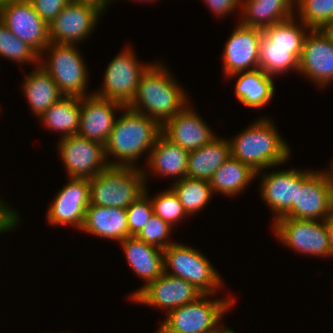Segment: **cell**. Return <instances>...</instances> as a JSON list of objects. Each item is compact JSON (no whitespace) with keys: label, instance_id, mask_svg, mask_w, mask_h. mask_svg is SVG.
Segmentation results:
<instances>
[{"label":"cell","instance_id":"8fae6325","mask_svg":"<svg viewBox=\"0 0 333 333\" xmlns=\"http://www.w3.org/2000/svg\"><path fill=\"white\" fill-rule=\"evenodd\" d=\"M0 20L39 56L50 44L48 24L30 1L0 0Z\"/></svg>","mask_w":333,"mask_h":333},{"label":"cell","instance_id":"8d00e7d4","mask_svg":"<svg viewBox=\"0 0 333 333\" xmlns=\"http://www.w3.org/2000/svg\"><path fill=\"white\" fill-rule=\"evenodd\" d=\"M128 237L136 236L153 215V206L145 187L144 194L127 209Z\"/></svg>","mask_w":333,"mask_h":333},{"label":"cell","instance_id":"7402d4cb","mask_svg":"<svg viewBox=\"0 0 333 333\" xmlns=\"http://www.w3.org/2000/svg\"><path fill=\"white\" fill-rule=\"evenodd\" d=\"M81 230L121 242L128 237L126 208L96 206L90 203Z\"/></svg>","mask_w":333,"mask_h":333},{"label":"cell","instance_id":"484cf974","mask_svg":"<svg viewBox=\"0 0 333 333\" xmlns=\"http://www.w3.org/2000/svg\"><path fill=\"white\" fill-rule=\"evenodd\" d=\"M231 156L230 142L215 137L199 149L189 151L186 177L210 180L214 172Z\"/></svg>","mask_w":333,"mask_h":333},{"label":"cell","instance_id":"7c38bea8","mask_svg":"<svg viewBox=\"0 0 333 333\" xmlns=\"http://www.w3.org/2000/svg\"><path fill=\"white\" fill-rule=\"evenodd\" d=\"M58 145L69 178L89 180L109 166L101 143L77 134L60 138Z\"/></svg>","mask_w":333,"mask_h":333},{"label":"cell","instance_id":"836d02e7","mask_svg":"<svg viewBox=\"0 0 333 333\" xmlns=\"http://www.w3.org/2000/svg\"><path fill=\"white\" fill-rule=\"evenodd\" d=\"M0 56L17 63H38L39 55L0 20Z\"/></svg>","mask_w":333,"mask_h":333},{"label":"cell","instance_id":"f546056e","mask_svg":"<svg viewBox=\"0 0 333 333\" xmlns=\"http://www.w3.org/2000/svg\"><path fill=\"white\" fill-rule=\"evenodd\" d=\"M301 50L270 46V41L262 35L259 45V68L270 76L287 73L288 70L298 72Z\"/></svg>","mask_w":333,"mask_h":333},{"label":"cell","instance_id":"ffe728a7","mask_svg":"<svg viewBox=\"0 0 333 333\" xmlns=\"http://www.w3.org/2000/svg\"><path fill=\"white\" fill-rule=\"evenodd\" d=\"M187 104L180 112L167 120L162 133L187 151H193L217 137L194 109Z\"/></svg>","mask_w":333,"mask_h":333},{"label":"cell","instance_id":"52a82bcc","mask_svg":"<svg viewBox=\"0 0 333 333\" xmlns=\"http://www.w3.org/2000/svg\"><path fill=\"white\" fill-rule=\"evenodd\" d=\"M163 253L164 272L186 280L203 294L212 297L216 289L223 284L209 259L199 250L175 242L165 248Z\"/></svg>","mask_w":333,"mask_h":333},{"label":"cell","instance_id":"6da1fadb","mask_svg":"<svg viewBox=\"0 0 333 333\" xmlns=\"http://www.w3.org/2000/svg\"><path fill=\"white\" fill-rule=\"evenodd\" d=\"M185 93L167 67L154 62L141 75L135 96L127 107L162 126L189 104Z\"/></svg>","mask_w":333,"mask_h":333},{"label":"cell","instance_id":"ab89813d","mask_svg":"<svg viewBox=\"0 0 333 333\" xmlns=\"http://www.w3.org/2000/svg\"><path fill=\"white\" fill-rule=\"evenodd\" d=\"M216 16L229 15L241 7V0H203Z\"/></svg>","mask_w":333,"mask_h":333},{"label":"cell","instance_id":"2e32d148","mask_svg":"<svg viewBox=\"0 0 333 333\" xmlns=\"http://www.w3.org/2000/svg\"><path fill=\"white\" fill-rule=\"evenodd\" d=\"M56 195L47 211V221L54 226L71 225L82 229L90 204L88 179L70 178Z\"/></svg>","mask_w":333,"mask_h":333},{"label":"cell","instance_id":"ee69618b","mask_svg":"<svg viewBox=\"0 0 333 333\" xmlns=\"http://www.w3.org/2000/svg\"><path fill=\"white\" fill-rule=\"evenodd\" d=\"M220 333H235L231 328L225 327Z\"/></svg>","mask_w":333,"mask_h":333},{"label":"cell","instance_id":"4fadbf2b","mask_svg":"<svg viewBox=\"0 0 333 333\" xmlns=\"http://www.w3.org/2000/svg\"><path fill=\"white\" fill-rule=\"evenodd\" d=\"M101 15L94 6L70 0L48 25L50 42L76 45L89 37Z\"/></svg>","mask_w":333,"mask_h":333},{"label":"cell","instance_id":"8992f818","mask_svg":"<svg viewBox=\"0 0 333 333\" xmlns=\"http://www.w3.org/2000/svg\"><path fill=\"white\" fill-rule=\"evenodd\" d=\"M76 48L73 44L50 42L39 56L38 65L51 76L64 96L81 98L93 93L87 94L88 69ZM45 53L49 58L43 61Z\"/></svg>","mask_w":333,"mask_h":333},{"label":"cell","instance_id":"b9f144b4","mask_svg":"<svg viewBox=\"0 0 333 333\" xmlns=\"http://www.w3.org/2000/svg\"><path fill=\"white\" fill-rule=\"evenodd\" d=\"M325 223L329 237L330 257H333V214L325 219Z\"/></svg>","mask_w":333,"mask_h":333},{"label":"cell","instance_id":"d6a6232c","mask_svg":"<svg viewBox=\"0 0 333 333\" xmlns=\"http://www.w3.org/2000/svg\"><path fill=\"white\" fill-rule=\"evenodd\" d=\"M295 5L298 20L310 30H324L333 19V0H295Z\"/></svg>","mask_w":333,"mask_h":333},{"label":"cell","instance_id":"83f0119b","mask_svg":"<svg viewBox=\"0 0 333 333\" xmlns=\"http://www.w3.org/2000/svg\"><path fill=\"white\" fill-rule=\"evenodd\" d=\"M39 118L47 129L61 132L60 138L77 135L81 121L80 97L63 96Z\"/></svg>","mask_w":333,"mask_h":333},{"label":"cell","instance_id":"7a4b0ae2","mask_svg":"<svg viewBox=\"0 0 333 333\" xmlns=\"http://www.w3.org/2000/svg\"><path fill=\"white\" fill-rule=\"evenodd\" d=\"M117 117L109 138L104 145L106 160L113 155L109 166L137 167L136 161L142 153L148 155L157 137L162 132L161 125L145 114L136 112L127 106ZM135 163V164H134Z\"/></svg>","mask_w":333,"mask_h":333},{"label":"cell","instance_id":"ac0fdd59","mask_svg":"<svg viewBox=\"0 0 333 333\" xmlns=\"http://www.w3.org/2000/svg\"><path fill=\"white\" fill-rule=\"evenodd\" d=\"M81 121L78 135L106 144L116 120V110H122L121 103L100 98L94 94L81 97Z\"/></svg>","mask_w":333,"mask_h":333},{"label":"cell","instance_id":"9c48e42d","mask_svg":"<svg viewBox=\"0 0 333 333\" xmlns=\"http://www.w3.org/2000/svg\"><path fill=\"white\" fill-rule=\"evenodd\" d=\"M151 64H140L130 47L110 61L104 74L102 90L93 94L128 106L135 96L141 75Z\"/></svg>","mask_w":333,"mask_h":333},{"label":"cell","instance_id":"e0dca14e","mask_svg":"<svg viewBox=\"0 0 333 333\" xmlns=\"http://www.w3.org/2000/svg\"><path fill=\"white\" fill-rule=\"evenodd\" d=\"M262 29L239 23L228 38L223 51L226 77L259 68V45Z\"/></svg>","mask_w":333,"mask_h":333},{"label":"cell","instance_id":"1f68e13d","mask_svg":"<svg viewBox=\"0 0 333 333\" xmlns=\"http://www.w3.org/2000/svg\"><path fill=\"white\" fill-rule=\"evenodd\" d=\"M296 19L293 16L288 20L262 29L263 36L270 41V46L292 47V49L303 48V42L307 35L305 32H308L310 28L301 21H296ZM307 29L308 31H306Z\"/></svg>","mask_w":333,"mask_h":333},{"label":"cell","instance_id":"bcb514c9","mask_svg":"<svg viewBox=\"0 0 333 333\" xmlns=\"http://www.w3.org/2000/svg\"><path fill=\"white\" fill-rule=\"evenodd\" d=\"M137 1H143V0H137ZM144 1H148V2H149V1H150V2L153 1V2H154L155 0H144Z\"/></svg>","mask_w":333,"mask_h":333},{"label":"cell","instance_id":"d6986e66","mask_svg":"<svg viewBox=\"0 0 333 333\" xmlns=\"http://www.w3.org/2000/svg\"><path fill=\"white\" fill-rule=\"evenodd\" d=\"M262 174L259 187L263 201L275 214L274 221L285 217L296 202L297 187L302 185V170L289 169Z\"/></svg>","mask_w":333,"mask_h":333},{"label":"cell","instance_id":"5b68a950","mask_svg":"<svg viewBox=\"0 0 333 333\" xmlns=\"http://www.w3.org/2000/svg\"><path fill=\"white\" fill-rule=\"evenodd\" d=\"M233 298L208 299L204 294L197 301L173 309L156 330L157 333H220L223 315L234 305Z\"/></svg>","mask_w":333,"mask_h":333},{"label":"cell","instance_id":"ba28073f","mask_svg":"<svg viewBox=\"0 0 333 333\" xmlns=\"http://www.w3.org/2000/svg\"><path fill=\"white\" fill-rule=\"evenodd\" d=\"M333 214V174L302 170V185L297 187L296 202L285 216L292 219L325 220ZM319 218V219H318Z\"/></svg>","mask_w":333,"mask_h":333},{"label":"cell","instance_id":"277c9868","mask_svg":"<svg viewBox=\"0 0 333 333\" xmlns=\"http://www.w3.org/2000/svg\"><path fill=\"white\" fill-rule=\"evenodd\" d=\"M142 170L131 166H108L89 179L90 203L127 209L144 194L147 173Z\"/></svg>","mask_w":333,"mask_h":333},{"label":"cell","instance_id":"f35d334b","mask_svg":"<svg viewBox=\"0 0 333 333\" xmlns=\"http://www.w3.org/2000/svg\"><path fill=\"white\" fill-rule=\"evenodd\" d=\"M18 213L9 204L4 202L0 205V234L16 228L20 220Z\"/></svg>","mask_w":333,"mask_h":333},{"label":"cell","instance_id":"7bdbcfd3","mask_svg":"<svg viewBox=\"0 0 333 333\" xmlns=\"http://www.w3.org/2000/svg\"><path fill=\"white\" fill-rule=\"evenodd\" d=\"M330 36L333 37V19L324 29Z\"/></svg>","mask_w":333,"mask_h":333},{"label":"cell","instance_id":"74e56055","mask_svg":"<svg viewBox=\"0 0 333 333\" xmlns=\"http://www.w3.org/2000/svg\"><path fill=\"white\" fill-rule=\"evenodd\" d=\"M70 0H31L39 16L49 25Z\"/></svg>","mask_w":333,"mask_h":333},{"label":"cell","instance_id":"4316f807","mask_svg":"<svg viewBox=\"0 0 333 333\" xmlns=\"http://www.w3.org/2000/svg\"><path fill=\"white\" fill-rule=\"evenodd\" d=\"M27 74L23 83V92L34 115L40 117L64 95L51 76L40 66Z\"/></svg>","mask_w":333,"mask_h":333},{"label":"cell","instance_id":"603a6c76","mask_svg":"<svg viewBox=\"0 0 333 333\" xmlns=\"http://www.w3.org/2000/svg\"><path fill=\"white\" fill-rule=\"evenodd\" d=\"M189 151L167 138L162 132L147 156L148 168L155 174L176 177V181L186 177Z\"/></svg>","mask_w":333,"mask_h":333},{"label":"cell","instance_id":"d4e9b609","mask_svg":"<svg viewBox=\"0 0 333 333\" xmlns=\"http://www.w3.org/2000/svg\"><path fill=\"white\" fill-rule=\"evenodd\" d=\"M236 76L239 78L235 85V94L241 104L249 108H261L272 100L275 93L273 76L258 68L237 72L228 77Z\"/></svg>","mask_w":333,"mask_h":333},{"label":"cell","instance_id":"d590c367","mask_svg":"<svg viewBox=\"0 0 333 333\" xmlns=\"http://www.w3.org/2000/svg\"><path fill=\"white\" fill-rule=\"evenodd\" d=\"M171 231L172 226L153 213L148 222L135 237L144 241L146 244L153 245L164 250L168 246L175 243L168 241Z\"/></svg>","mask_w":333,"mask_h":333},{"label":"cell","instance_id":"44dd1931","mask_svg":"<svg viewBox=\"0 0 333 333\" xmlns=\"http://www.w3.org/2000/svg\"><path fill=\"white\" fill-rule=\"evenodd\" d=\"M120 245L132 270L146 281L143 287L130 295L133 299L145 286L164 273V253L162 249L146 244L135 236L127 237Z\"/></svg>","mask_w":333,"mask_h":333},{"label":"cell","instance_id":"3957f363","mask_svg":"<svg viewBox=\"0 0 333 333\" xmlns=\"http://www.w3.org/2000/svg\"><path fill=\"white\" fill-rule=\"evenodd\" d=\"M270 119L256 120L247 129L238 133L230 142L231 156L256 172L280 166L290 157V147L276 130Z\"/></svg>","mask_w":333,"mask_h":333},{"label":"cell","instance_id":"9a60e30c","mask_svg":"<svg viewBox=\"0 0 333 333\" xmlns=\"http://www.w3.org/2000/svg\"><path fill=\"white\" fill-rule=\"evenodd\" d=\"M204 294L191 283L165 272L145 286L132 300L168 312L197 301Z\"/></svg>","mask_w":333,"mask_h":333},{"label":"cell","instance_id":"60d3db41","mask_svg":"<svg viewBox=\"0 0 333 333\" xmlns=\"http://www.w3.org/2000/svg\"><path fill=\"white\" fill-rule=\"evenodd\" d=\"M71 1L80 2V3L94 6L97 9H99L102 13L105 12V10H106L105 8L108 7L109 3L111 2V0H71Z\"/></svg>","mask_w":333,"mask_h":333},{"label":"cell","instance_id":"5bb4252c","mask_svg":"<svg viewBox=\"0 0 333 333\" xmlns=\"http://www.w3.org/2000/svg\"><path fill=\"white\" fill-rule=\"evenodd\" d=\"M298 71L321 87L333 81V37L325 30L311 29L307 32Z\"/></svg>","mask_w":333,"mask_h":333},{"label":"cell","instance_id":"4dcf8cb0","mask_svg":"<svg viewBox=\"0 0 333 333\" xmlns=\"http://www.w3.org/2000/svg\"><path fill=\"white\" fill-rule=\"evenodd\" d=\"M170 188L177 195L187 215H195L201 211L213 194L210 182L204 179L184 177L175 181Z\"/></svg>","mask_w":333,"mask_h":333},{"label":"cell","instance_id":"f1b7e54d","mask_svg":"<svg viewBox=\"0 0 333 333\" xmlns=\"http://www.w3.org/2000/svg\"><path fill=\"white\" fill-rule=\"evenodd\" d=\"M256 172L249 166L230 156L209 180L213 193H222L233 197L248 187ZM246 187V188H245Z\"/></svg>","mask_w":333,"mask_h":333},{"label":"cell","instance_id":"cb8c5ba5","mask_svg":"<svg viewBox=\"0 0 333 333\" xmlns=\"http://www.w3.org/2000/svg\"><path fill=\"white\" fill-rule=\"evenodd\" d=\"M295 0H241L243 25L264 29L288 20L294 14Z\"/></svg>","mask_w":333,"mask_h":333},{"label":"cell","instance_id":"30bf717a","mask_svg":"<svg viewBox=\"0 0 333 333\" xmlns=\"http://www.w3.org/2000/svg\"><path fill=\"white\" fill-rule=\"evenodd\" d=\"M292 219L281 217L273 221V231L279 241L299 253L330 257L328 231L325 220Z\"/></svg>","mask_w":333,"mask_h":333},{"label":"cell","instance_id":"f6af8a7d","mask_svg":"<svg viewBox=\"0 0 333 333\" xmlns=\"http://www.w3.org/2000/svg\"><path fill=\"white\" fill-rule=\"evenodd\" d=\"M332 163L330 164V167H329V169H331V171H332V174H333V160L331 161Z\"/></svg>","mask_w":333,"mask_h":333},{"label":"cell","instance_id":"e575fe53","mask_svg":"<svg viewBox=\"0 0 333 333\" xmlns=\"http://www.w3.org/2000/svg\"><path fill=\"white\" fill-rule=\"evenodd\" d=\"M150 200L152 202L154 214L158 215L172 227L176 222L181 221L180 219L188 216L177 195L171 188L164 192H160Z\"/></svg>","mask_w":333,"mask_h":333}]
</instances>
